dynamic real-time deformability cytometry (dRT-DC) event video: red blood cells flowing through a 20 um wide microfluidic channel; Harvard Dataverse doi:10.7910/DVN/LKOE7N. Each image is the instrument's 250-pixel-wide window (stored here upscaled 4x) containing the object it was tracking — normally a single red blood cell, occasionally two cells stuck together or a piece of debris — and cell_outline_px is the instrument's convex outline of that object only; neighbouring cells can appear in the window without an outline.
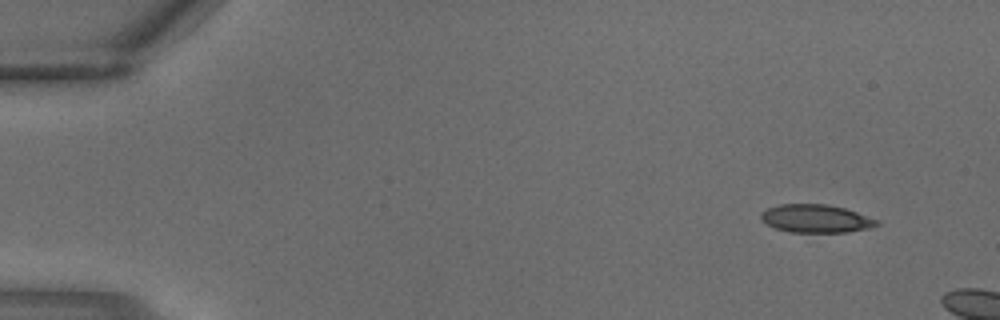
{"species": "common noctule bat (a hibernating species)", "species_latin": "Nyctalus noctula", "temperature_condition": "warm", "stored_images_in_passage": 2, "camera_frame_rate_fps": 3000, "um_per_image_px": 0.085, "animal": {"sex": "male", "body_mass_g": 18.8}, "frame": {"image": 1, "passage_image": 1, "time_ms": 0.0, "image_size_px": [1000, 320], "cell_outline_px": [[880, 224], [868, 228], [848, 232], [788, 232], [764, 224], [760, 220], [760, 212], [768, 208], [780, 204], [824, 204], [844, 208], [880, 220]], "centroid_in_image_um": [69.32, 18.58], "position_along_channel_um": 15.7, "area_um2": 19.07}}